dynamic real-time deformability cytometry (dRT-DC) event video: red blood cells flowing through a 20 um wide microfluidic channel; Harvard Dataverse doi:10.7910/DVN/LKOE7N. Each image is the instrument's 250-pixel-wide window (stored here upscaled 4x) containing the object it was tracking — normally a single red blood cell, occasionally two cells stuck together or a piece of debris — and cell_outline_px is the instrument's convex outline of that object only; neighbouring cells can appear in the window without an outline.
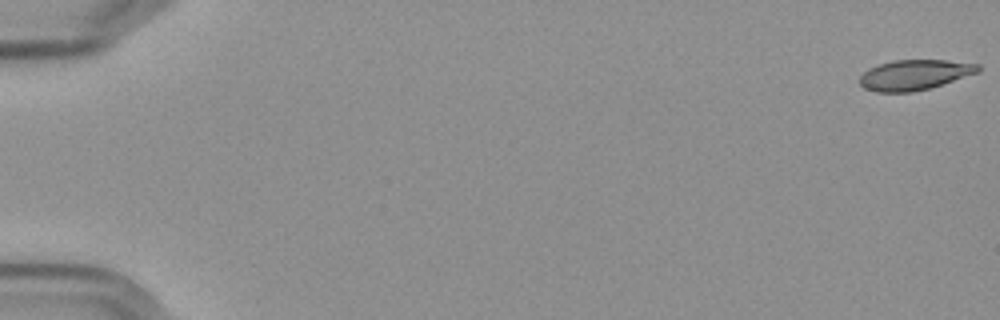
{"species": "Egyptian fruit bat (a non-hibernating species)", "species_latin": "Rousettus aegyptiacus", "temperature_condition": "cold", "stored_images_in_passage": 58, "camera_frame_rate_fps": 3000, "um_per_image_px": 0.085, "frame": {"image": 1, "passage_image": 1, "time_ms": 0.0, "image_size_px": [1000, 320], "cell_outline_px": [[980, 72], [928, 88], [912, 92], [876, 92], [864, 88], [860, 84], [860, 76], [868, 68], [892, 60], [944, 60], [980, 64]], "centroid_in_image_um": [77.72, 6.36], "position_along_channel_um": 7.3, "area_um2": 20.75}}
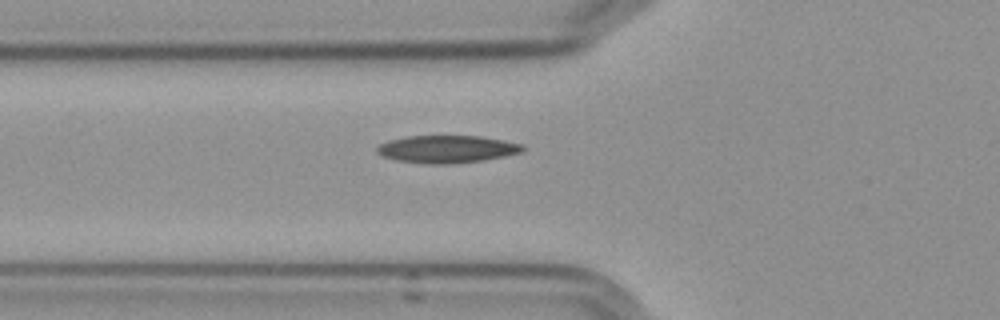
{"frame": {"image": 2, "passage_image": 22, "time_ms": 7.0, "image_size_px": [1000, 320], "cell_outline_px": [[524, 152], [504, 156], [480, 160], [448, 164], [428, 164], [396, 160], [384, 156], [376, 152], [376, 148], [380, 144], [388, 140], [404, 136], [480, 136], [504, 140], [524, 144]], "centroid_in_image_um": [37.99, 12.66], "position_along_channel_um": 87.8, "area_um2": 23.35}}
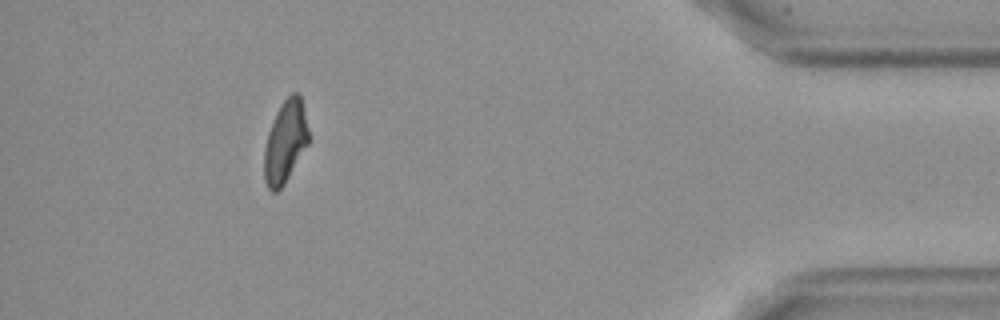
{"frame": {"image": 3, "passage_image": 53, "time_ms": 17.333, "image_size_px": [1000, 320], "cell_outline_px": [[308, 144], [284, 184], [276, 192], [272, 192], [268, 188], [264, 180], [264, 148], [268, 132], [276, 112], [280, 104], [292, 92], [296, 92], [300, 96], [308, 128]], "centroid_in_image_um": [24.23, 12.06], "position_along_channel_um": 411.0, "area_um2": 21.1}, "authors_computed_cell_mechanics": {"area_um2": 22.2241, "velocity_mm_per_s": 3.5954, "shape_relaxation_time_tau1_ms": 8.3686, "shape_relaxation_time_tau2_ms": 6.6824, "deformation_change_tau1": 0.2038, "deformation_change_tau2": 0.1202}}